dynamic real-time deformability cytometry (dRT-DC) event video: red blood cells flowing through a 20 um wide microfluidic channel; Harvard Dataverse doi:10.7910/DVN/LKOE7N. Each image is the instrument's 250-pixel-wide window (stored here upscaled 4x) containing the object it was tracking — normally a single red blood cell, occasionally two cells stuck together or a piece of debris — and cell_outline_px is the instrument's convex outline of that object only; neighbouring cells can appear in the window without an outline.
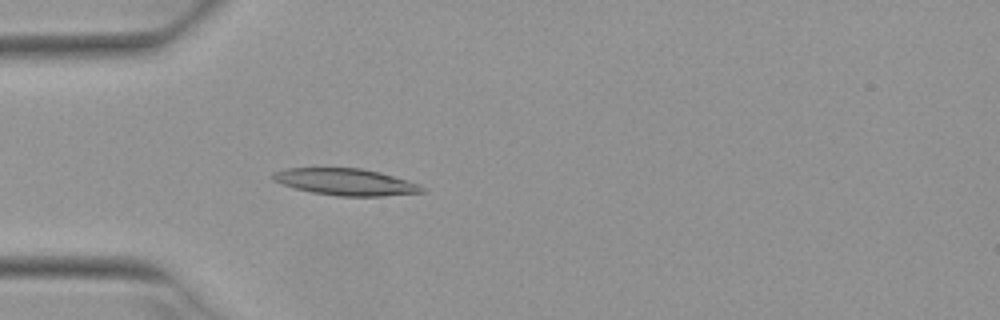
{"species": "Egyptian fruit bat (a non-hibernating species)", "species_latin": "Rousettus aegyptiacus", "temperature_condition": "warm", "stored_images_in_passage": 1, "camera_frame_rate_fps": 3000, "um_per_image_px": 0.085, "animal": {"sex": "female"}, "frame": {"image": 1, "passage_image": 1, "time_ms": 0.0, "image_size_px": [1000, 320], "cell_outline_px": [[424, 192], [384, 196], [336, 196], [312, 192], [296, 188], [272, 180], [272, 172], [288, 168], [360, 168], [380, 172], [408, 180], [420, 184], [424, 188]], "centroid_in_image_um": [29.41, 15.46], "position_along_channel_um": 55.6, "area_um2": 23.18}}